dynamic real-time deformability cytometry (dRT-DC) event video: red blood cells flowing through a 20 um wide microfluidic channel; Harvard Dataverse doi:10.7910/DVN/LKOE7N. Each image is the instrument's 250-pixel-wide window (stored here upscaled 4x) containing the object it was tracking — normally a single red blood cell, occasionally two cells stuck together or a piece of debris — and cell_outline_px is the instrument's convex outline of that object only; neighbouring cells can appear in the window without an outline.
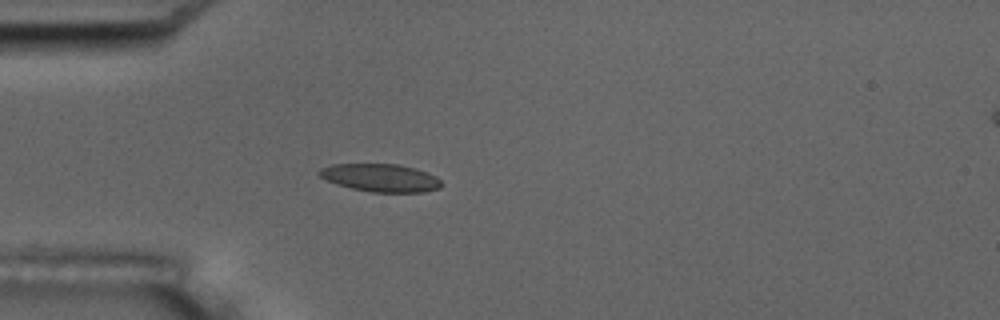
{"species": "common noctule bat (a hibernating species)", "species_latin": "Nyctalus noctula", "temperature_condition": "room temperature", "stored_images_in_passage": 4, "camera_frame_rate_fps": 3000, "um_per_image_px": 0.085, "animal": {"sex": "male", "body_mass_g": 17.5, "forearm_length_mm": 52.3}, "frame": {"image": 1, "passage_image": 4, "time_ms": 3.333, "image_size_px": [1000, 320], "cell_outline_px": [[444, 184], [440, 188], [424, 192], [372, 192], [352, 188], [336, 184], [320, 176], [316, 172], [320, 168], [332, 164], [396, 164], [428, 172], [436, 176]], "centroid_in_image_um": [32.36, 15.11], "position_along_channel_um": 52.6, "area_um2": 19.83}}